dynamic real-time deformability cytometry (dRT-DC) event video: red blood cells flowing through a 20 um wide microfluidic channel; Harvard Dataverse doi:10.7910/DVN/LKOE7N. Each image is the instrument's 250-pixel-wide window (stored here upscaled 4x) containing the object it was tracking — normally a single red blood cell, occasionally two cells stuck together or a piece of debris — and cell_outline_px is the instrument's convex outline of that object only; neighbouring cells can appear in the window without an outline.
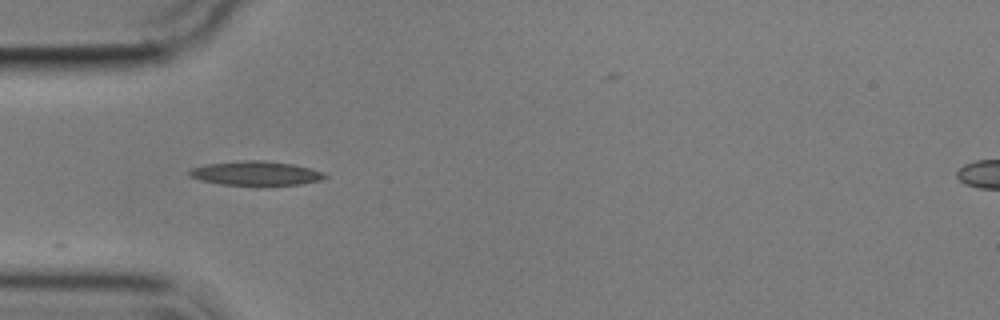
{"species": "common noctule bat (a hibernating species)", "species_latin": "Nyctalus noctula", "temperature_condition": "cold", "stored_images_in_passage": 5, "camera_frame_rate_fps": 3000, "um_per_image_px": 0.085, "animal": {"sex": "male", "body_mass_g": 17.9}, "frame": {"image": 1, "passage_image": 1, "time_ms": 0.0, "image_size_px": [1000, 320], "cell_outline_px": [[328, 176], [320, 180], [300, 184], [260, 188], [220, 184], [200, 180], [188, 176], [188, 172], [192, 168], [208, 164], [240, 160], [264, 160], [292, 164], [324, 172]], "centroid_in_image_um": [21.74, 14.77], "position_along_channel_um": 63.3, "area_um2": 19.88}}
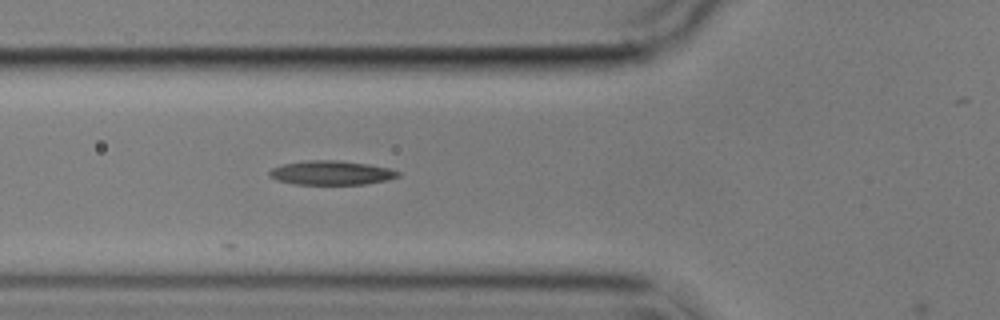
{"frame": {"image": 2, "passage_image": 4, "time_ms": 1.0, "image_size_px": [1000, 320], "cell_outline_px": [[400, 176], [388, 180], [364, 184], [296, 184], [276, 180], [268, 176], [268, 172], [272, 168], [284, 164], [308, 160], [336, 160], [368, 164], [388, 168], [400, 172]], "centroid_in_image_um": [28.15, 14.69], "position_along_channel_um": 97.6, "area_um2": 18.03}}